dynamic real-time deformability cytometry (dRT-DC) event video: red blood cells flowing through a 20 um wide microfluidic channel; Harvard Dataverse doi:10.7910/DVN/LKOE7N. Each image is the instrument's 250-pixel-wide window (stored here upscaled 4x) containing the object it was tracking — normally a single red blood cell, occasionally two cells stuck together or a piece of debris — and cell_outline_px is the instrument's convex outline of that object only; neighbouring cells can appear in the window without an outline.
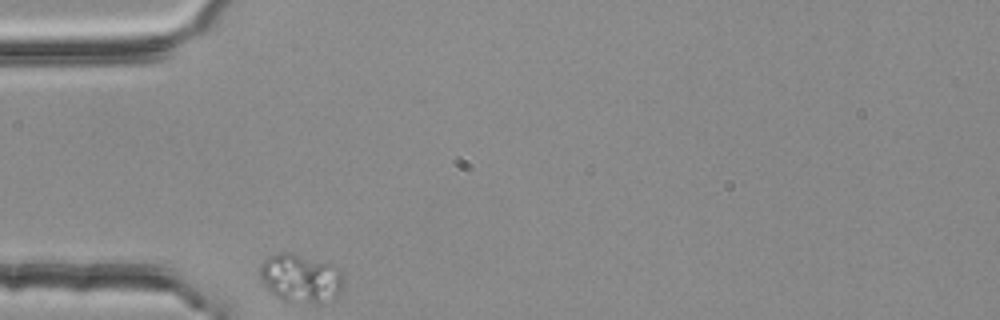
{"species": "common noctule bat (a hibernating species)", "species_latin": "Nyctalus noctula", "temperature_condition": "room temperature", "stored_images_in_passage": 33, "camera_frame_rate_fps": 3000, "um_per_image_px": 0.085, "animal": {"sex": "female", "body_mass_g": 25.1}, "frame": {"image": 1, "passage_image": 1, "time_ms": 0.0, "image_size_px": [1000, 320], "cell_outline_px": [[344, 284], [340, 292], [336, 296], [316, 300], [284, 300], [276, 296], [260, 280], [260, 264], [268, 256], [280, 252], [288, 252], [332, 264], [344, 268]], "centroid_in_image_um": [25.57, 23.57], "position_along_channel_um": 59.4, "area_um2": 23.06}}